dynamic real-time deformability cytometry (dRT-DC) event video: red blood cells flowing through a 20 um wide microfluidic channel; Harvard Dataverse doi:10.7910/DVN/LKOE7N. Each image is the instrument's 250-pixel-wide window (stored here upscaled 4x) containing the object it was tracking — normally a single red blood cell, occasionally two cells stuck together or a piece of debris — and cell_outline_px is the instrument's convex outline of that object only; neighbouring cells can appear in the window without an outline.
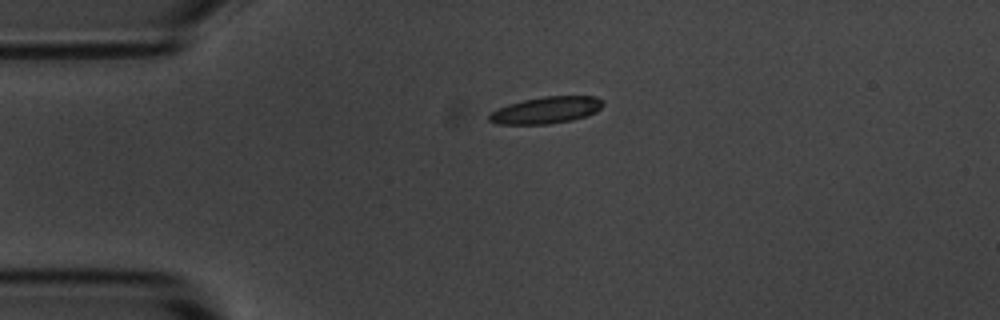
{"species": "common noctule bat (a hibernating species)", "species_latin": "Nyctalus noctula", "temperature_condition": "room temperature", "stored_images_in_passage": 3, "camera_frame_rate_fps": 3000, "um_per_image_px": 0.085, "animal": {"sex": "male", "body_mass_g": 20.1, "forearm_length_mm": 53.5}, "frame": {"image": 1, "passage_image": 1, "time_ms": 0.0, "image_size_px": [1000, 320], "cell_outline_px": [[604, 104], [596, 112], [572, 120], [548, 124], [496, 124], [488, 120], [488, 116], [492, 112], [508, 104], [524, 100], [544, 96], [596, 96]], "centroid_in_image_um": [46.42, 9.36], "position_along_channel_um": 38.6, "area_um2": 17.57}}